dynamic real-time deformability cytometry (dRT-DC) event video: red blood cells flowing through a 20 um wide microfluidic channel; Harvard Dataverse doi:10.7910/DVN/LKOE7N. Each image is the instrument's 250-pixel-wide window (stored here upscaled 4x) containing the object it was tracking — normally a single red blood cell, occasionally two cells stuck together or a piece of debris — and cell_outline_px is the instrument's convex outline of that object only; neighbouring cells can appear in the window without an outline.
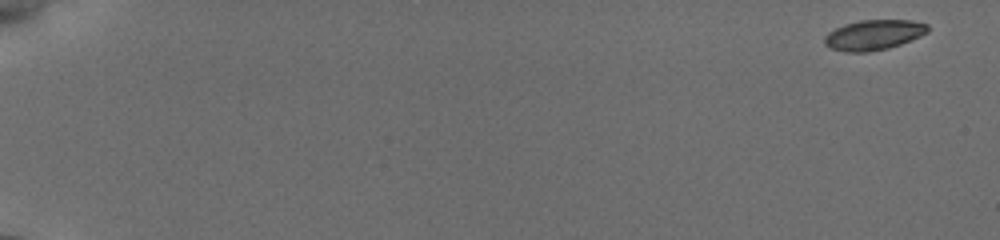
{"species": "common noctule bat (a hibernating species)", "species_latin": "Nyctalus noctula", "temperature_condition": "cold", "stored_images_in_passage": 25, "camera_frame_rate_fps": 3000, "um_per_image_px": 0.085, "animal": {"sex": "female", "body_mass_g": 19.5, "forearm_length_mm": 54.1}, "frame": {"image": 1, "passage_image": 1, "time_ms": 0.0, "image_size_px": [1000, 240], "cell_outline_px": [[928, 32], [920, 36], [900, 44], [888, 48], [868, 52], [844, 52], [832, 48], [824, 44], [824, 36], [828, 32], [844, 24], [860, 20], [912, 20], [928, 24]], "centroid_in_image_um": [74.25, 2.96], "position_along_channel_um": 10.7, "area_um2": 18.15}}
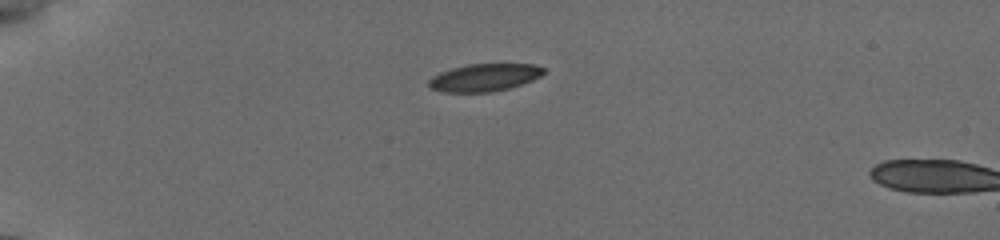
{"frame": {"image": 2, "passage_image": 24, "time_ms": 4.667, "image_size_px": [1000, 240], "cell_outline_px": [[548, 72], [532, 80], [508, 88], [492, 92], [440, 92], [432, 88], [428, 84], [428, 80], [432, 76], [440, 72], [452, 68], [468, 64], [532, 64], [544, 68]], "centroid_in_image_um": [41.17, 6.58], "position_along_channel_um": 43.8, "area_um2": 18.44}}